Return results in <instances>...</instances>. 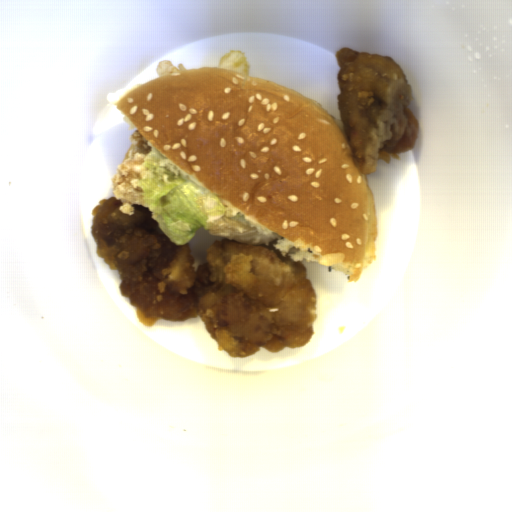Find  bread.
Returning <instances> with one entry per match:
<instances>
[{"instance_id": "8d2b1439", "label": "bread", "mask_w": 512, "mask_h": 512, "mask_svg": "<svg viewBox=\"0 0 512 512\" xmlns=\"http://www.w3.org/2000/svg\"><path fill=\"white\" fill-rule=\"evenodd\" d=\"M115 108L229 216L273 240L279 259L357 281L377 257L369 175L328 110L287 87L223 68L160 76Z\"/></svg>"}]
</instances>
